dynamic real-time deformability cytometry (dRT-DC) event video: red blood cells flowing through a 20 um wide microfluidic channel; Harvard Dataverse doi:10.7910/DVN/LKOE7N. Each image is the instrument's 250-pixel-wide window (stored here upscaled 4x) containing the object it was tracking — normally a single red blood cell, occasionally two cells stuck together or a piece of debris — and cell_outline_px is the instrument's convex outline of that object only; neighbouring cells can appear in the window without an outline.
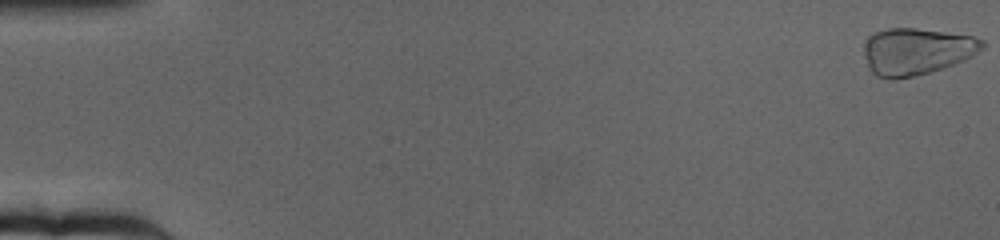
{"species": "human", "species_latin": "Homo sapiens", "temperature_condition": "cold", "stored_images_in_passage": 66, "camera_frame_rate_fps": 3000, "um_per_image_px": 0.085, "donor": {"sex": "female"}, "frame": {"image": 1, "passage_image": 1, "time_ms": 0.0, "image_size_px": [1000, 240], "cell_outline_px": [[984, 48], [964, 60], [928, 72], [896, 80], [892, 80], [876, 76], [868, 68], [864, 56], [864, 40], [868, 36], [876, 32], [888, 28], [916, 28], [972, 36], [984, 40]], "centroid_in_image_um": [77.85, 4.36], "position_along_channel_um": 7.1, "area_um2": 32.25}}
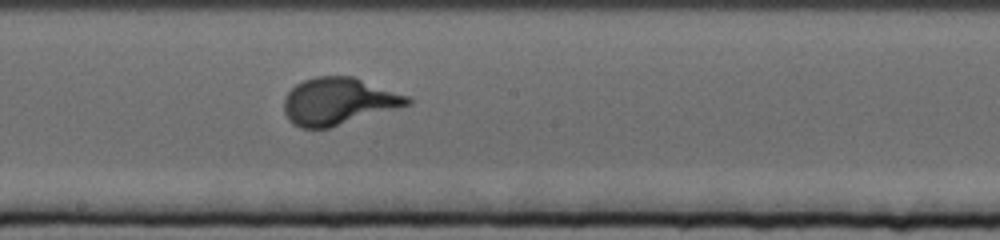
{"frame": {"image": 2, "passage_image": 37, "time_ms": 12.0, "image_size_px": [1000, 240], "cell_outline_px": [[412, 104], [328, 128], [300, 128], [292, 124], [288, 120], [284, 112], [284, 96], [296, 84], [304, 80], [316, 76], [352, 76], [408, 96], [412, 100]], "centroid_in_image_um": [28.73, 8.61], "position_along_channel_um": 219.5, "area_um2": 33.76}}
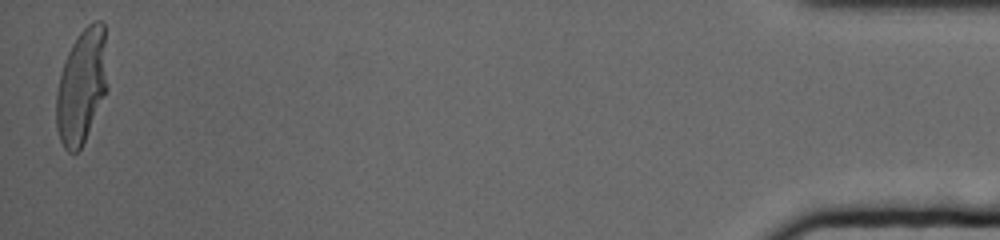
{"frame": {"image": 3, "passage_image": 65, "time_ms": 21.333, "image_size_px": [1000, 240], "cell_outline_px": [[108, 88], [84, 140], [80, 148], [76, 152], [68, 152], [64, 148], [60, 140], [56, 128], [56, 92], [64, 60], [72, 44], [80, 32], [92, 20], [100, 20], [104, 24]], "centroid_in_image_um": [6.94, 7.3], "position_along_channel_um": 428.3, "area_um2": 34.16}}